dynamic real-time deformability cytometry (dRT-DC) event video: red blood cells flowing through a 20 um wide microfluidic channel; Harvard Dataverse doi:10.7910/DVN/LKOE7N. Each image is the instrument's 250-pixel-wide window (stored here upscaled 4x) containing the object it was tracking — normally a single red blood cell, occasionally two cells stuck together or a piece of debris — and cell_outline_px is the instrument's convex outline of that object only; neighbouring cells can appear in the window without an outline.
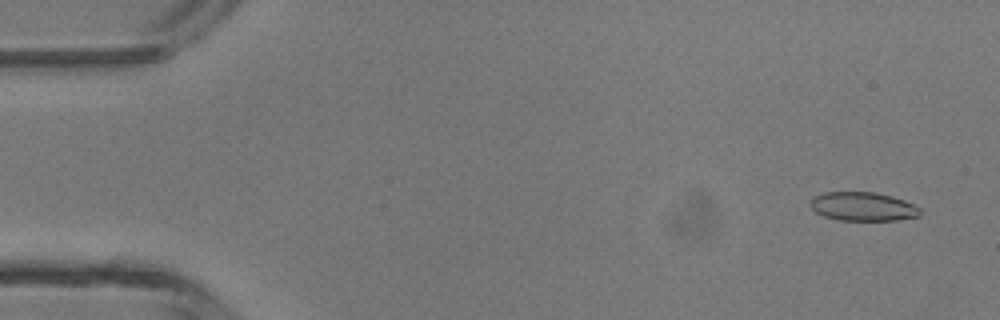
{"species": "common noctule bat (a hibernating species)", "species_latin": "Nyctalus noctula", "temperature_condition": "room temperature", "stored_images_in_passage": 47, "camera_frame_rate_fps": 3000, "um_per_image_px": 0.085, "animal": {"sex": "male", "body_mass_g": 13.3}, "frame": {"image": 1, "passage_image": 3, "time_ms": 0.667, "image_size_px": [1000, 320], "cell_outline_px": [[920, 216], [896, 220], [836, 220], [824, 216], [816, 212], [808, 204], [812, 196], [824, 192], [876, 192], [892, 196], [904, 200], [920, 208]], "centroid_in_image_um": [73.31, 17.55], "position_along_channel_um": 11.7, "area_um2": 18.55}}
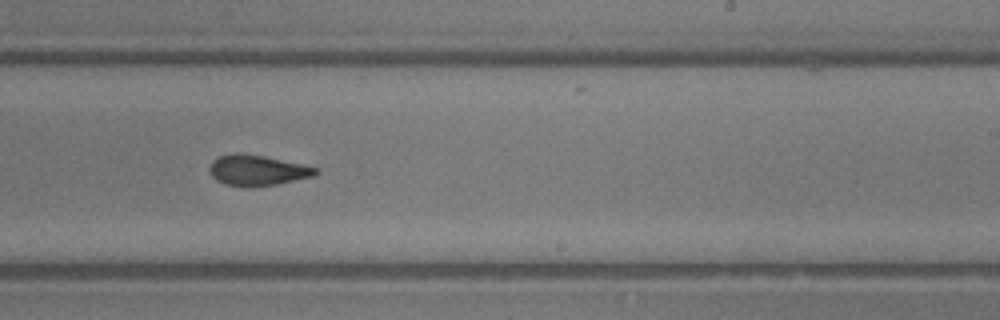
{"frame": {"image": 2, "passage_image": 29, "time_ms": 9.333, "image_size_px": [1000, 320], "cell_outline_px": [[320, 172], [312, 176], [276, 184], [224, 184], [216, 180], [212, 176], [208, 168], [212, 160], [220, 156], [232, 152], [236, 152], [264, 156], [304, 164], [320, 168]], "centroid_in_image_um": [21.88, 14.42], "position_along_channel_um": 267.1, "area_um2": 18.44}}
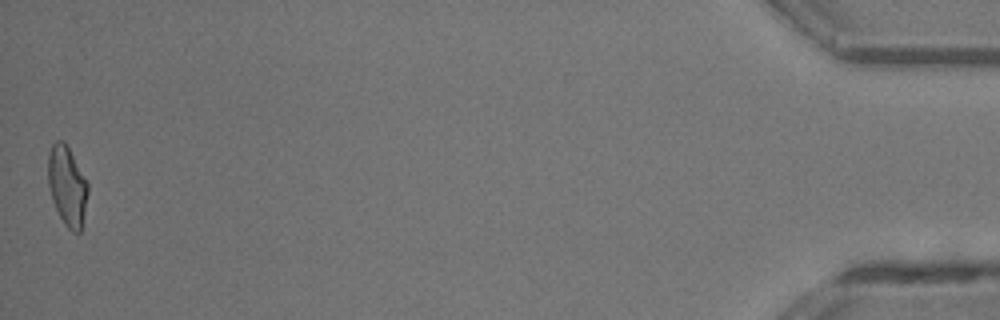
{"frame": {"image": 3, "passage_image": 47, "time_ms": 15.333, "image_size_px": [1000, 320], "cell_outline_px": [[88, 192], [80, 232], [72, 232], [64, 224], [52, 200], [48, 184], [48, 152], [52, 144], [56, 140], [64, 140], [88, 184]], "centroid_in_image_um": [5.69, 15.78], "position_along_channel_um": 429.5, "area_um2": 18.21}, "authors_computed_cell_mechanics": {"area_um2": 18.9006, "velocity_mm_per_s": 4.3837, "shape_relaxation_time_tau1_ms": 7.0297, "shape_relaxation_time_tau2_ms": 1.8792, "deformation_change_tau1": 0.2227, "deformation_change_tau2": 0.1034}}